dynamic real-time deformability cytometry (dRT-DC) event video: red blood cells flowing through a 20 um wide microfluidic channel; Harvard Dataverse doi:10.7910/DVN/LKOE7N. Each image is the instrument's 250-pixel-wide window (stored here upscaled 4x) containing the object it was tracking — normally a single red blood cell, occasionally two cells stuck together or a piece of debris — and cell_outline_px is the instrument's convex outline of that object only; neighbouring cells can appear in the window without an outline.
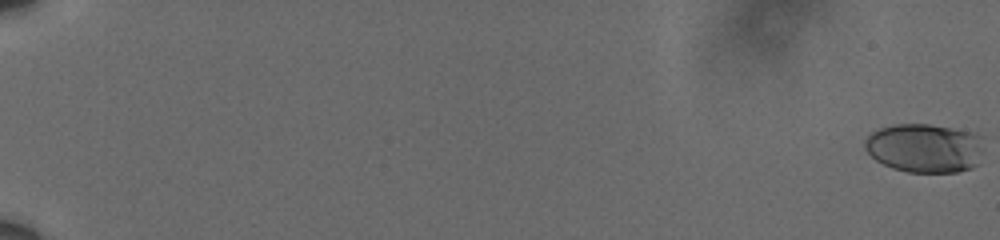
{"species": "human", "species_latin": "Homo sapiens", "temperature_condition": "cold", "stored_images_in_passage": 62, "camera_frame_rate_fps": 3000, "um_per_image_px": 0.085, "donor": {"sex": "male"}, "frame": {"image": 1, "passage_image": 1, "time_ms": 0.0, "image_size_px": [1000, 240], "cell_outline_px": [[984, 148], [976, 164], [972, 168], [956, 172], [908, 172], [892, 168], [876, 160], [864, 148], [864, 140], [872, 132], [880, 128], [892, 124], [928, 124], [976, 132], [984, 136]], "centroid_in_image_um": [78.64, 12.57], "position_along_channel_um": 6.4, "area_um2": 34.39}}
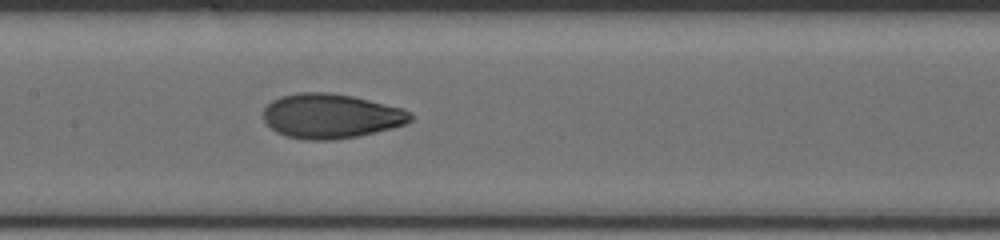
{"frame": {"image": 2, "passage_image": 35, "time_ms": 11.333, "image_size_px": [1000, 240], "cell_outline_px": [[412, 120], [404, 124], [392, 128], [356, 136], [332, 140], [304, 140], [284, 136], [276, 132], [264, 120], [264, 108], [272, 100], [280, 96], [296, 92], [328, 92], [352, 96], [400, 108], [408, 112], [412, 116]], "centroid_in_image_um": [28.07, 9.86], "position_along_channel_um": 179.3, "area_um2": 38.03}}
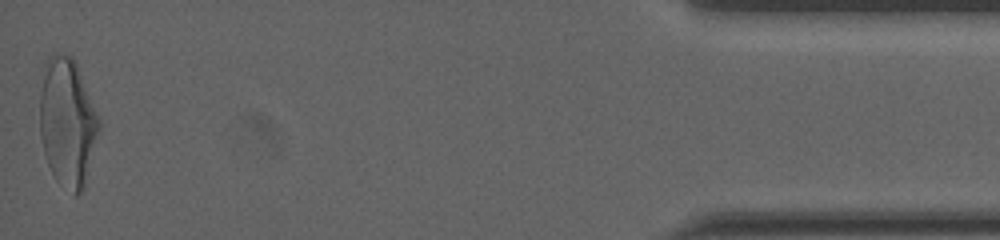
{"frame": {"image": 3, "passage_image": 62, "time_ms": 20.333, "image_size_px": [1000, 240], "cell_outline_px": [[100, 128], [84, 188], [76, 196], [56, 180], [52, 176], [44, 152], [40, 136], [40, 96], [44, 64], [48, 56], [52, 52], [56, 52], [72, 56], [76, 60], [100, 116]], "centroid_in_image_um": [5.74, 10.34], "position_along_channel_um": 429.5, "area_um2": 45.03}, "authors_computed_cell_mechanics": {"area_um2": 36.6741, "velocity_mm_per_s": 3.6048, "shape_relaxation_time_tau1_ms": 5.25, "shape_relaxation_time_tau2_ms": 1.2064, "deformation_change_tau1": 0.1822, "deformation_change_tau2": 0.0658}}